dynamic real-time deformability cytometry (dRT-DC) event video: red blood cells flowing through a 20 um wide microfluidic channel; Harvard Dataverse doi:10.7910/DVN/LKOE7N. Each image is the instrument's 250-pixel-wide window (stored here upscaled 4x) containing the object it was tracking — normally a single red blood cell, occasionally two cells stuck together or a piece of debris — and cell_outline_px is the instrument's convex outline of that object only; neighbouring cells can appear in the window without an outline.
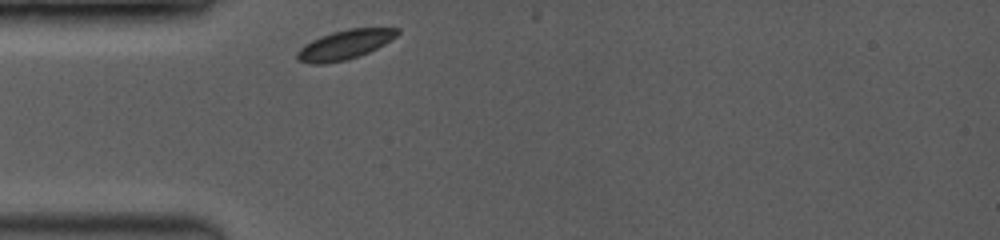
{"species": "common noctule bat (a hibernating species)", "species_latin": "Nyctalus noctula", "temperature_condition": "room temperature", "stored_images_in_passage": 4, "camera_frame_rate_fps": 3500, "um_per_image_px": 0.085, "animal": {"sex": "female", "body_mass_g": 19.0, "forearm_length_mm": 53.3}, "frame": {"image": 1, "passage_image": 1, "time_ms": 0.0, "image_size_px": [1000, 240], "cell_outline_px": [[400, 32], [396, 36], [384, 44], [368, 52], [348, 60], [324, 64], [308, 64], [300, 60], [296, 56], [296, 52], [304, 44], [320, 36], [332, 32], [348, 28], [400, 28]], "centroid_in_image_um": [29.28, 3.8], "position_along_channel_um": 55.7, "area_um2": 17.17}}
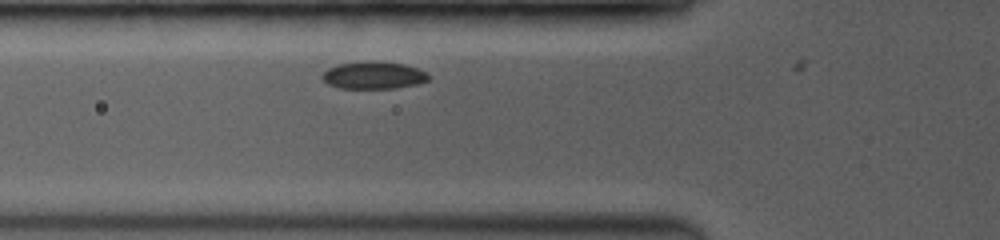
{"frame": {"image": 2, "passage_image": 3, "time_ms": 1.143, "image_size_px": [1000, 240], "cell_outline_px": [[432, 76], [428, 80], [416, 84], [396, 88], [340, 88], [328, 84], [320, 76], [328, 68], [340, 64], [368, 60], [372, 60], [404, 64], [416, 68]], "centroid_in_image_um": [31.75, 6.39], "position_along_channel_um": 94.1, "area_um2": 16.94}}